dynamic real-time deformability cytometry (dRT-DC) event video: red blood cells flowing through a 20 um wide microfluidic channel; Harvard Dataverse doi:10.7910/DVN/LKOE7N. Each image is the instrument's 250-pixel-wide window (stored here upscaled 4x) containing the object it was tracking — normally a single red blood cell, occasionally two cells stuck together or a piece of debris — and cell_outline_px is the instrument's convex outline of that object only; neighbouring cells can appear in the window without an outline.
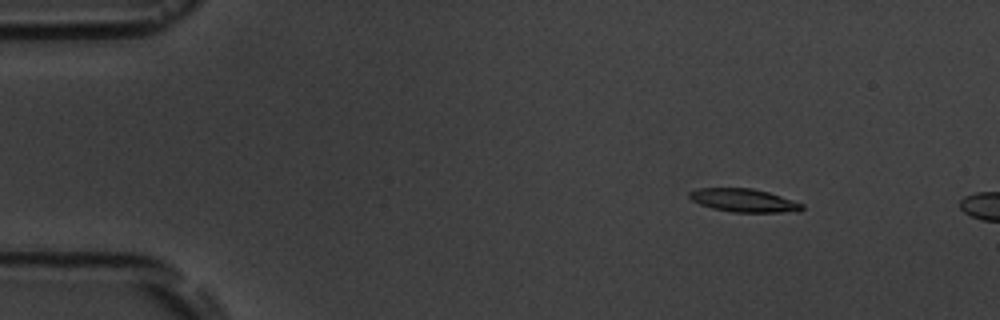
{"species": "common noctule bat (a hibernating species)", "species_latin": "Nyctalus noctula", "temperature_condition": "room temperature", "stored_images_in_passage": 5, "camera_frame_rate_fps": 3000, "um_per_image_px": 0.085, "animal": {"sex": "male", "body_mass_g": 19.5, "forearm_length_mm": 54.6}, "frame": {"image": 1, "passage_image": 3, "time_ms": 2.333, "image_size_px": [1000, 320], "cell_outline_px": [[804, 208], [800, 212], [732, 212], [712, 208], [700, 204], [692, 200], [688, 196], [688, 192], [696, 188], [752, 188], [768, 192], [804, 204]], "centroid_in_image_um": [63.23, 17.03], "position_along_channel_um": 21.8, "area_um2": 15.32}}